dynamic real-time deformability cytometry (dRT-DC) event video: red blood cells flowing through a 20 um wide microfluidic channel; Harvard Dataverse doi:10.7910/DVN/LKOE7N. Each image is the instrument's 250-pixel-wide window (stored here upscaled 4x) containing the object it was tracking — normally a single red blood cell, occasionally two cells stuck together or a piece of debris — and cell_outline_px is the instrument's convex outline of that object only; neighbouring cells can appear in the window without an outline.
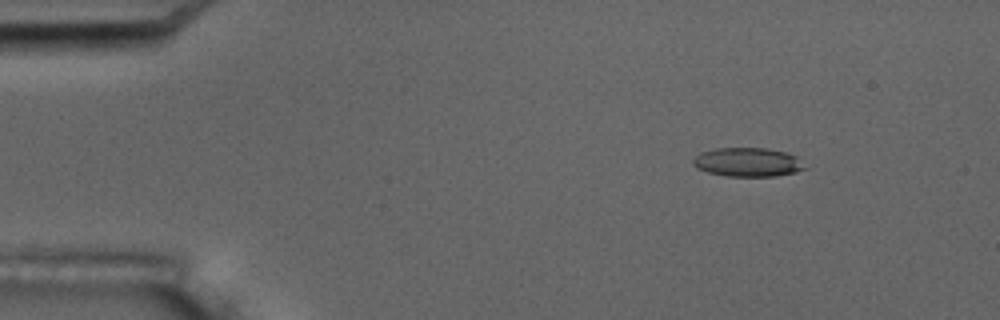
{"species": "common noctule bat (a hibernating species)", "species_latin": "Nyctalus noctula", "temperature_condition": "room temperature", "stored_images_in_passage": 6, "camera_frame_rate_fps": 3000, "um_per_image_px": 0.085, "animal": {"sex": "male", "body_mass_g": 17.5, "forearm_length_mm": 52.3}, "frame": {"image": 1, "passage_image": 3, "time_ms": 2.333, "image_size_px": [1000, 320], "cell_outline_px": [[808, 168], [796, 172], [776, 176], [728, 176], [708, 172], [696, 168], [692, 164], [692, 160], [700, 152], [716, 148], [768, 148], [784, 152], [796, 156]], "centroid_in_image_um": [63.56, 13.78], "position_along_channel_um": 21.4, "area_um2": 18.9}}